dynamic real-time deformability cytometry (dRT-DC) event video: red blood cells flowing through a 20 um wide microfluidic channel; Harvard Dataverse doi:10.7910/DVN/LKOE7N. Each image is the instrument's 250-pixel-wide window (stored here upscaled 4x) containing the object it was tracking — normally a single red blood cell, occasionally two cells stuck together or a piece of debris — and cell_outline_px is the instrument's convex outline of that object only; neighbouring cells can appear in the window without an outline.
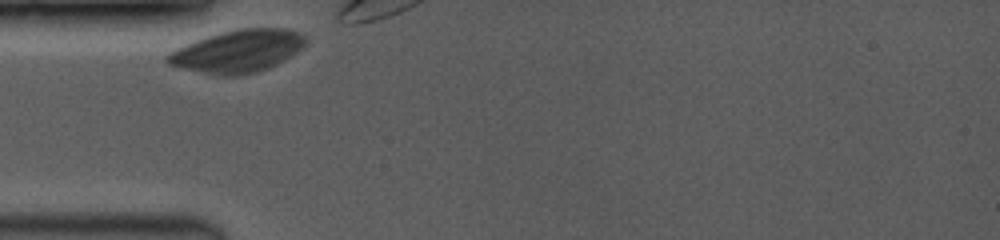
{"species": "common noctule bat (a hibernating species)", "species_latin": "Nyctalus noctula", "temperature_condition": "room temperature", "stored_images_in_passage": 5, "camera_frame_rate_fps": 3500, "um_per_image_px": 0.085, "animal": {"sex": "female", "body_mass_g": 19.0, "forearm_length_mm": 53.3}, "frame": {"image": 1, "passage_image": 1, "time_ms": 0.0, "image_size_px": [1000, 240], "cell_outline_px": [[308, 40], [296, 52], [284, 60], [268, 68], [256, 72], [236, 76], [224, 76], [200, 72], [180, 68], [168, 64], [164, 60], [164, 56], [176, 48], [196, 40], [208, 36], [240, 28], [288, 28], [300, 32]], "centroid_in_image_um": [20.19, 4.35], "position_along_channel_um": 64.8, "area_um2": 34.1}}